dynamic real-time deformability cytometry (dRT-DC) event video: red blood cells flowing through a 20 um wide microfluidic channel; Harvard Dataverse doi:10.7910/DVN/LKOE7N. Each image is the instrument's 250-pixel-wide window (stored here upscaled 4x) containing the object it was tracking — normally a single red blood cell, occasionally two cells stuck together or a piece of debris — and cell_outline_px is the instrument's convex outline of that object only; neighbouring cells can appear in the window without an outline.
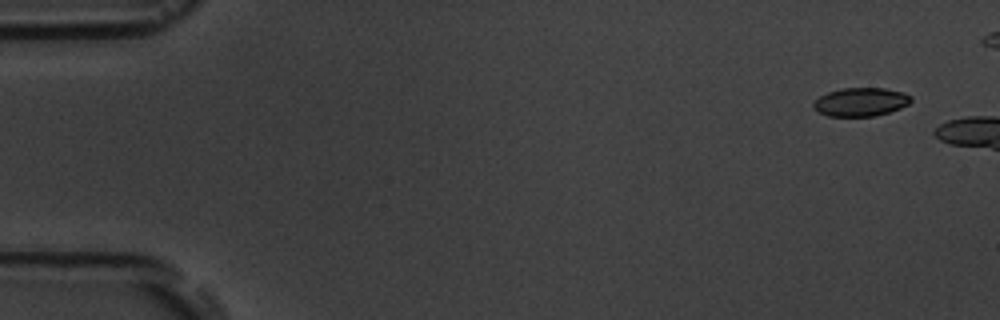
{"species": "common noctule bat (a hibernating species)", "species_latin": "Nyctalus noctula", "temperature_condition": "room temperature", "stored_images_in_passage": 3, "camera_frame_rate_fps": 3000, "um_per_image_px": 0.085, "animal": {"sex": "male", "body_mass_g": 19.5, "forearm_length_mm": 54.6}, "frame": {"image": 1, "passage_image": 1, "time_ms": 0.0, "image_size_px": [1000, 320], "cell_outline_px": [[912, 100], [908, 104], [900, 108], [876, 116], [828, 116], [820, 112], [812, 104], [820, 96], [828, 92], [844, 88], [884, 88], [904, 92], [912, 96]], "centroid_in_image_um": [73.2, 8.66], "position_along_channel_um": 11.8, "area_um2": 16.07}}